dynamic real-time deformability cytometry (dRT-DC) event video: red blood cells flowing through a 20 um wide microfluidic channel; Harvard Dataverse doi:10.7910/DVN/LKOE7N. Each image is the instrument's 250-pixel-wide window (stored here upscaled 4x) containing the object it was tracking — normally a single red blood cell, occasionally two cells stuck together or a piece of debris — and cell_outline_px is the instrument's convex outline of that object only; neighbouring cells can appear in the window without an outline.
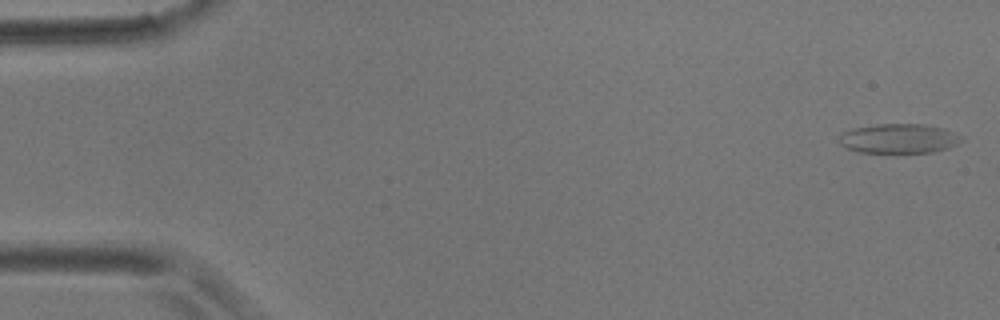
{"species": "common noctule bat (a hibernating species)", "species_latin": "Nyctalus noctula", "temperature_condition": "room temperature", "stored_images_in_passage": 58, "camera_frame_rate_fps": 3000, "um_per_image_px": 0.085, "animal": {"sex": "male", "body_mass_g": 17.9}, "frame": {"image": 1, "passage_image": 1, "time_ms": 0.0, "image_size_px": [1000, 320], "cell_outline_px": [[960, 140], [956, 144], [948, 148], [932, 152], [860, 152], [848, 148], [840, 144], [836, 140], [836, 136], [844, 132], [856, 128], [876, 124], [924, 124], [944, 128], [960, 136]], "centroid_in_image_um": [76.35, 11.77], "position_along_channel_um": 8.7, "area_um2": 20.81}}
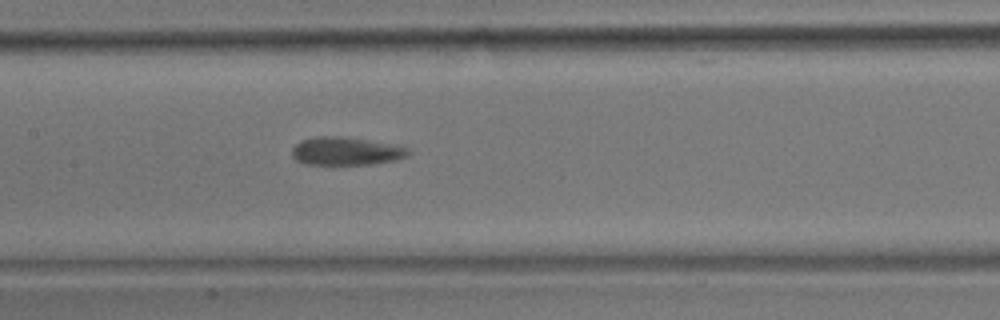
{"frame": {"image": 2, "passage_image": 27, "time_ms": 8.667, "image_size_px": [1000, 320], "cell_outline_px": [[412, 152], [408, 156], [396, 160], [372, 164], [304, 164], [296, 160], [292, 156], [292, 148], [300, 140], [316, 136], [340, 136], [368, 140], [392, 144], [408, 148]], "centroid_in_image_um": [29.41, 12.84], "position_along_channel_um": 178.0, "area_um2": 19.13}}
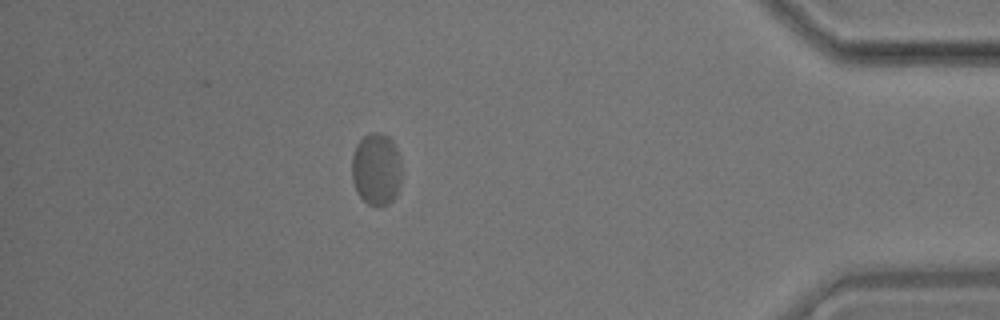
{"frame": {"image": 3, "passage_image": 50, "time_ms": 16.333, "image_size_px": [1000, 320], "cell_outline_px": [[400, 188], [396, 196], [388, 204], [368, 204], [356, 192], [352, 180], [352, 156], [356, 144], [364, 136], [372, 132], [380, 132], [388, 136], [392, 140], [400, 156]], "centroid_in_image_um": [31.98, 14.36], "position_along_channel_um": 403.2, "area_um2": 21.04}, "authors_computed_cell_mechanics": {"area_um2": 20.1144, "velocity_mm_per_s": 3.503, "shape_relaxation_time_tau1_ms": 5.9016, "shape_relaxation_time_tau2_ms": null, "deformation_change_tau1": 0.1422, "deformation_change_tau2": null}}